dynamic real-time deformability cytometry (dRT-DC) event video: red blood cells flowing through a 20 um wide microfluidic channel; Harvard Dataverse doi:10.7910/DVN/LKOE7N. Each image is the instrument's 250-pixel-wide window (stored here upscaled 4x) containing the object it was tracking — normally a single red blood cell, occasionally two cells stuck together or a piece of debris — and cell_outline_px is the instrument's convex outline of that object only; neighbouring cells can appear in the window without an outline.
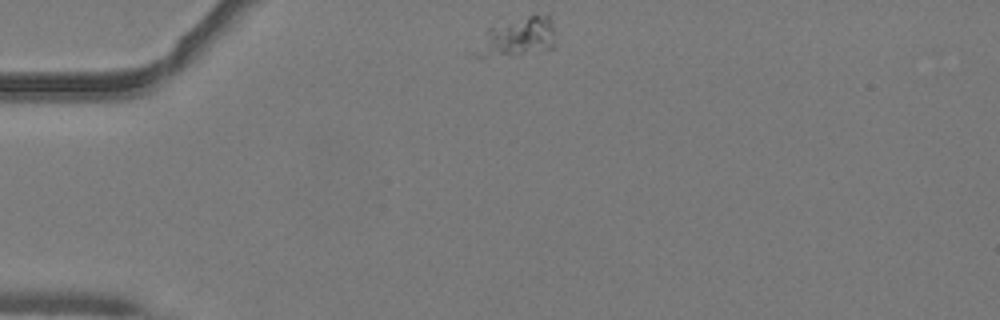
{"species": "common noctule bat (a hibernating species)", "species_latin": "Nyctalus noctula", "temperature_condition": "warm", "stored_images_in_passage": 43, "camera_frame_rate_fps": 3000, "um_per_image_px": 0.085, "animal": {"sex": "male", "body_mass_g": 19.2, "forearm_length_mm": 51.8}, "frame": {"image": 1, "passage_image": 1, "time_ms": 0.0, "image_size_px": [1000, 320], "cell_outline_px": [[552, 48], [512, 56], [472, 56], [488, 28], [536, 12], [548, 12], [552, 24]], "centroid_in_image_um": [44.0, 3.12], "position_along_channel_um": 41.0, "area_um2": 17.86}}
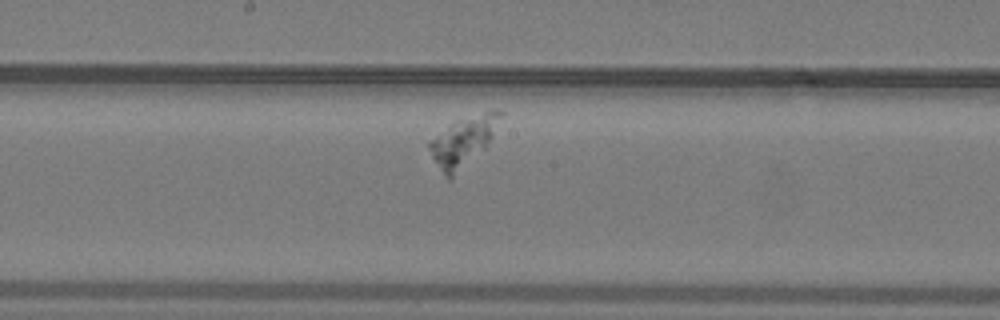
{"frame": {"image": 2, "passage_image": 18, "time_ms": 5.667, "image_size_px": [1000, 320], "cell_outline_px": [[504, 112], [492, 136], [484, 148], [448, 180], [432, 156], [428, 148], [428, 144], [448, 124], [456, 120], [492, 108], [500, 108]], "centroid_in_image_um": [39.41, 11.91], "position_along_channel_um": 208.8, "area_um2": 19.94}}
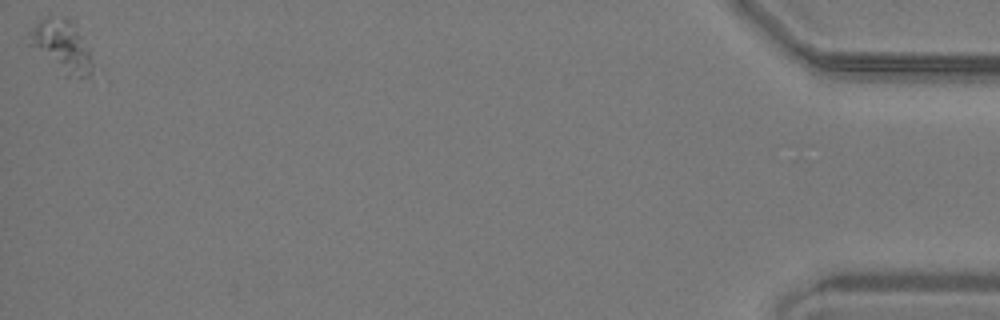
{"frame": {"image": 3, "passage_image": 43, "time_ms": 14.0, "image_size_px": [1000, 320], "cell_outline_px": [[92, 76], [64, 76], [32, 44], [28, 36], [32, 28], [40, 20], [48, 16], [64, 16], [68, 20], [80, 36], [88, 48], [92, 64]], "centroid_in_image_um": [5.26, 3.93], "position_along_channel_um": 429.9, "area_um2": 18.21}}